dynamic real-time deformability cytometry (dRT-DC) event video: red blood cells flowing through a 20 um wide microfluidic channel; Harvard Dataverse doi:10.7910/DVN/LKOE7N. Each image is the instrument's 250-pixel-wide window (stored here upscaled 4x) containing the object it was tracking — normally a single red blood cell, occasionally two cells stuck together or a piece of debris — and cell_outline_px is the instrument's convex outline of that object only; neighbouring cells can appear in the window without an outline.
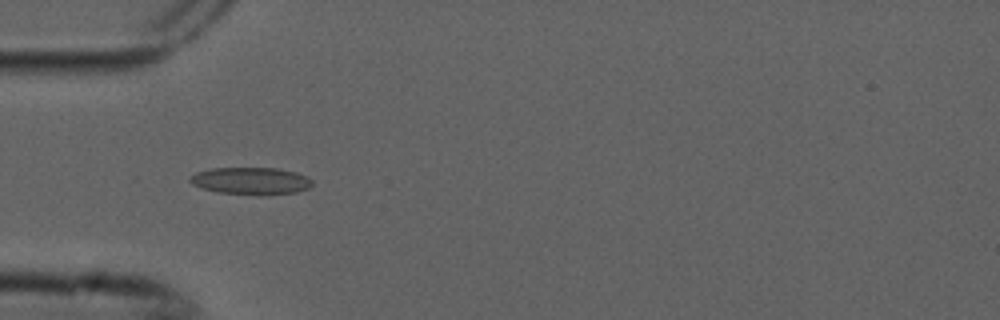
{"species": "common noctule bat (a hibernating species)", "species_latin": "Nyctalus noctula", "temperature_condition": "cold", "stored_images_in_passage": 5, "camera_frame_rate_fps": 3000, "um_per_image_px": 0.085, "animal": {"sex": "male", "forearm_length_mm": 52.5}, "frame": {"image": 1, "passage_image": 4, "time_ms": 1.0, "image_size_px": [1000, 320], "cell_outline_px": [[312, 184], [308, 188], [296, 192], [260, 196], [216, 192], [192, 184], [188, 180], [196, 172], [212, 168], [276, 168], [296, 172], [308, 176], [312, 180]], "centroid_in_image_um": [21.35, 15.38], "position_along_channel_um": 63.7, "area_um2": 19.54}}
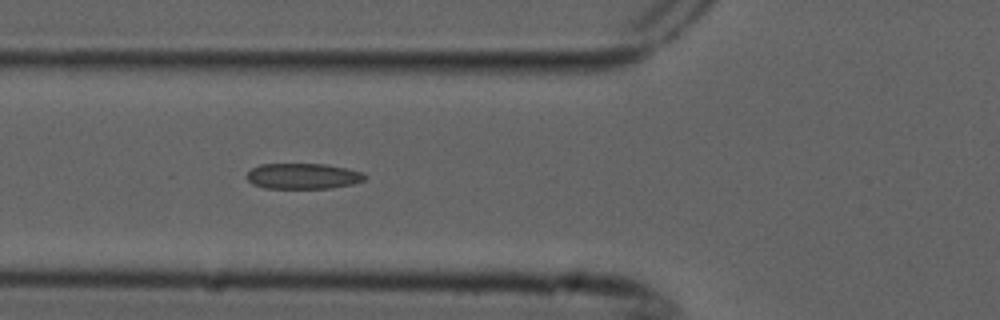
{"frame": {"image": 2, "passage_image": 5, "time_ms": 1.333, "image_size_px": [1000, 320], "cell_outline_px": [[368, 176], [364, 180], [352, 184], [332, 188], [264, 188], [252, 184], [248, 180], [248, 172], [252, 168], [260, 164], [324, 164], [348, 168], [364, 172]], "centroid_in_image_um": [25.79, 14.97], "position_along_channel_um": 100.0, "area_um2": 17.74}}